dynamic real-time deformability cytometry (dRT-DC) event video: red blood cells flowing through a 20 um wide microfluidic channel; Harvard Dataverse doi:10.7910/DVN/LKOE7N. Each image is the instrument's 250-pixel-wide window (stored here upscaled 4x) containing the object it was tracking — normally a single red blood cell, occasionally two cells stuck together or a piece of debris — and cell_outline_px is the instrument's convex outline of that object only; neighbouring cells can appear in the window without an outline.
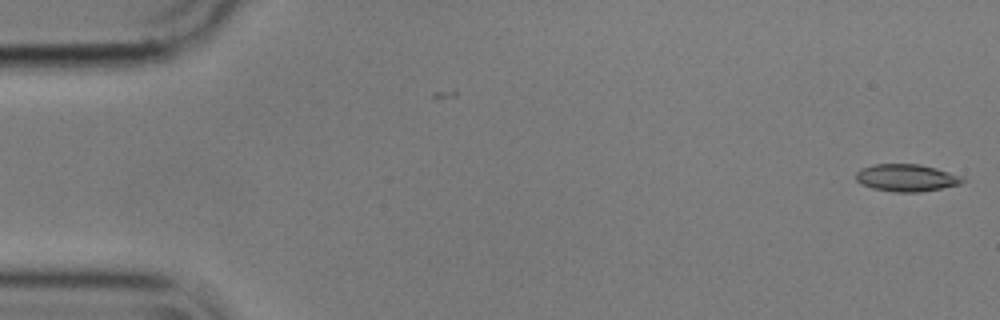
{"species": "common noctule bat (a hibernating species)", "species_latin": "Nyctalus noctula", "temperature_condition": "cold", "stored_images_in_passage": 6, "camera_frame_rate_fps": 3000, "um_per_image_px": 0.085, "animal": {"sex": "male", "body_mass_g": 17.9}, "frame": {"image": 1, "passage_image": 6, "time_ms": 1.667, "image_size_px": [1000, 320], "cell_outline_px": [[968, 180], [960, 184], [920, 192], [896, 192], [872, 188], [856, 180], [856, 172], [860, 168], [872, 164], [920, 164], [936, 168], [960, 176]], "centroid_in_image_um": [77.04, 15.1], "position_along_channel_um": 8.0, "area_um2": 16.88}}